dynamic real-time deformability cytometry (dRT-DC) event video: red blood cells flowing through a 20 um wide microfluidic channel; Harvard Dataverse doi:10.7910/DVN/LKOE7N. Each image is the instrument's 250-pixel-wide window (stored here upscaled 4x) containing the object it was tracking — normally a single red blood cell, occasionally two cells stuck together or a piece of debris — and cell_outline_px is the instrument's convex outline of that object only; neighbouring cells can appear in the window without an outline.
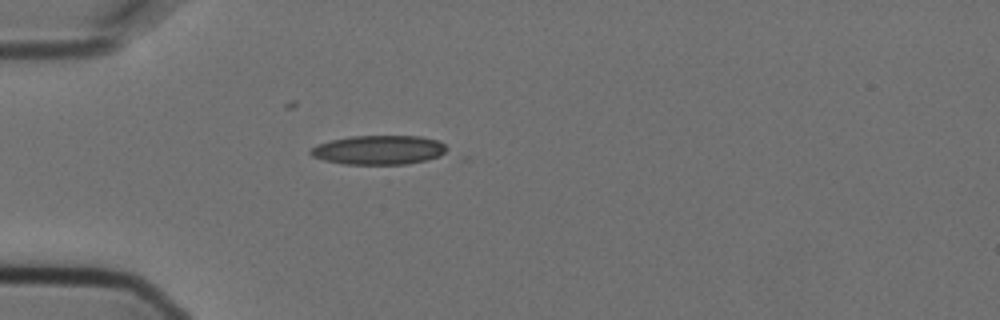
{"species": "Egyptian fruit bat (a non-hibernating species)", "species_latin": "Rousettus aegyptiacus", "temperature_condition": "cold", "stored_images_in_passage": 2, "camera_frame_rate_fps": 3000, "um_per_image_px": 0.085, "animal": {"sex": "female"}, "frame": {"image": 1, "passage_image": 1, "time_ms": 0.0, "image_size_px": [1000, 320], "cell_outline_px": [[448, 152], [440, 156], [428, 160], [408, 164], [344, 164], [324, 160], [312, 156], [308, 152], [312, 148], [320, 144], [332, 140], [352, 136], [420, 136], [440, 140], [448, 148]], "centroid_in_image_um": [32.28, 12.75], "position_along_channel_um": 52.7, "area_um2": 23.29}}